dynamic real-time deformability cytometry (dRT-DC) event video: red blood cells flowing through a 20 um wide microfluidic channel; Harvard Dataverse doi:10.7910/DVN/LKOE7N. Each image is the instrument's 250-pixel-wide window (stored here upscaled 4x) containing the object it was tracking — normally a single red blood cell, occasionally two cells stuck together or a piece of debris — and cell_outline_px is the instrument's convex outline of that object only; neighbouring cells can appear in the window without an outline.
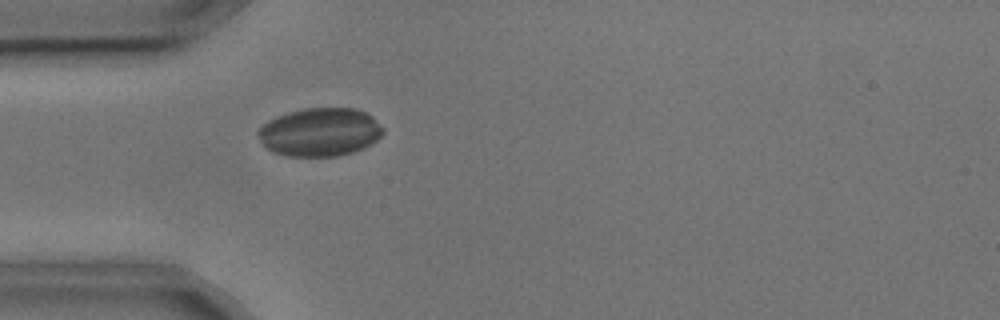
{"species": "common noctule bat (a hibernating species)", "species_latin": "Nyctalus noctula", "temperature_condition": "cold", "stored_images_in_passage": 3, "camera_frame_rate_fps": 3000, "um_per_image_px": 0.085, "animal": {"sex": "male", "body_mass_g": 17.9, "forearm_length_mm": 54.2}, "frame": {"image": 1, "passage_image": 3, "time_ms": 0.667, "image_size_px": [1000, 320], "cell_outline_px": [[384, 132], [372, 144], [364, 148], [352, 152], [336, 156], [284, 156], [272, 152], [264, 148], [256, 132], [268, 120], [276, 116], [304, 108], [356, 108], [368, 112], [384, 128]], "centroid_in_image_um": [27.19, 11.23], "position_along_channel_um": 57.8, "area_um2": 35.55}}